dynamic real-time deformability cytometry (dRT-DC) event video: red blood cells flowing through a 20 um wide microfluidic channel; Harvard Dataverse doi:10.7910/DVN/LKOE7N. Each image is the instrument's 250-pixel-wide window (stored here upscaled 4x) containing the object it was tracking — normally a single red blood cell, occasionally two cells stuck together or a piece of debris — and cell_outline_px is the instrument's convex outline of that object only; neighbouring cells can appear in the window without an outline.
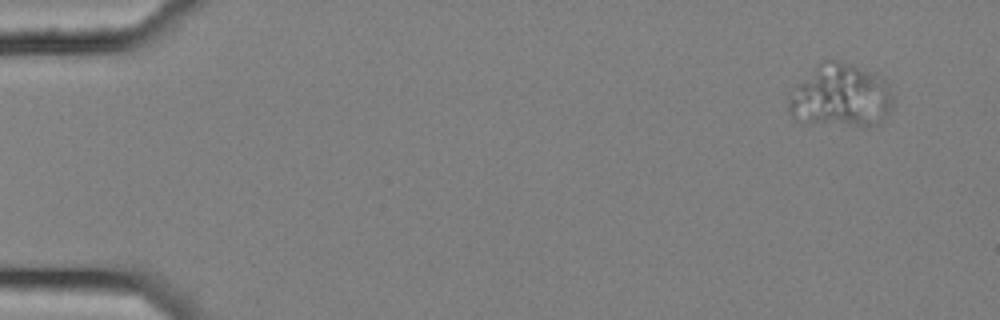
{"species": "common noctule bat (a hibernating species)", "species_latin": "Nyctalus noctula", "temperature_condition": "cold", "stored_images_in_passage": 5, "camera_frame_rate_fps": 3000, "um_per_image_px": 0.085, "animal": {"sex": "female", "body_mass_g": 25.1}, "frame": {"image": 1, "passage_image": 1, "time_ms": 0.0, "image_size_px": [1000, 320], "cell_outline_px": [[892, 104], [884, 120], [880, 124], [868, 128], [864, 128], [808, 124], [796, 120], [788, 108], [788, 92], [792, 88], [824, 60], [836, 60], [876, 72], [884, 76], [888, 80], [892, 96]], "centroid_in_image_um": [71.48, 8.21], "position_along_channel_um": 13.5, "area_um2": 39.71}}
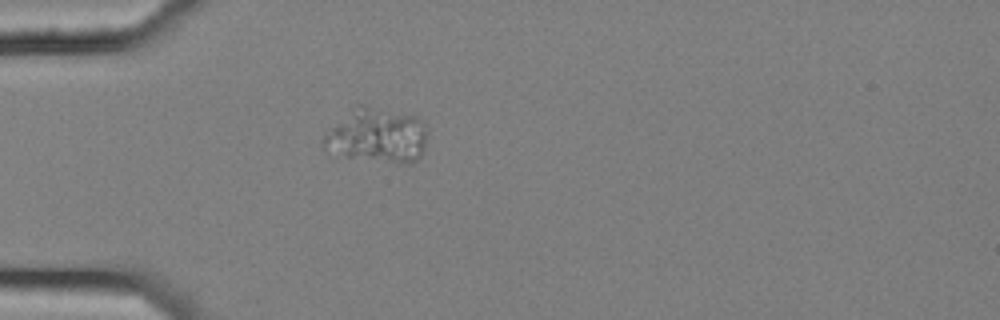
{"frame": {"image": 2, "passage_image": 5, "time_ms": 1.333, "image_size_px": [1000, 320], "cell_outline_px": [[428, 132], [424, 148], [420, 156], [412, 164], [408, 164], [348, 156], [324, 148], [324, 136], [356, 104], [364, 104], [416, 116], [424, 124]], "centroid_in_image_um": [32.13, 11.49], "position_along_channel_um": 52.9, "area_um2": 32.43}}